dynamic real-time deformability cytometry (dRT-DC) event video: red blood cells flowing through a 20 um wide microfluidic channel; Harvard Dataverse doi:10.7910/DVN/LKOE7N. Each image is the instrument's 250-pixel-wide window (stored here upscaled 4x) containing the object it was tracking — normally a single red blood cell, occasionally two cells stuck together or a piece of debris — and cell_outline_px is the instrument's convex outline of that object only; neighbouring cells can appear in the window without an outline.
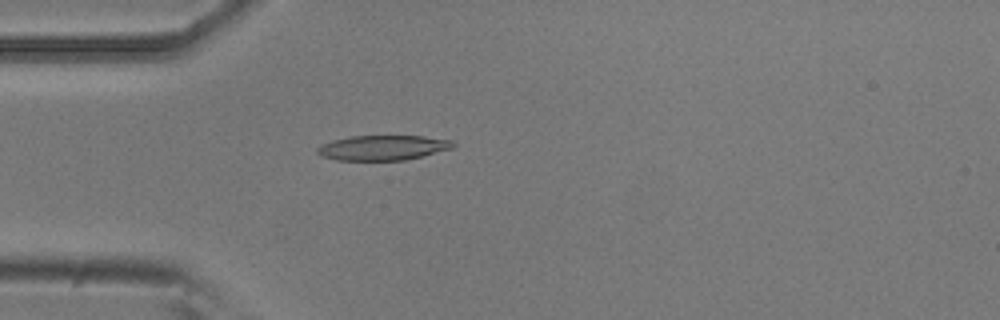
{"species": "common noctule bat (a hibernating species)", "species_latin": "Nyctalus noctula", "temperature_condition": "room temperature", "stored_images_in_passage": 45, "camera_frame_rate_fps": 3000, "um_per_image_px": 0.085, "animal": {"sex": "male", "body_mass_g": 20.5, "forearm_length_mm": 52.5}, "frame": {"image": 1, "passage_image": 6, "time_ms": 1.667, "image_size_px": [1000, 320], "cell_outline_px": [[456, 144], [452, 148], [404, 160], [336, 160], [320, 156], [316, 152], [316, 148], [320, 144], [332, 140], [352, 136], [424, 136], [452, 140]], "centroid_in_image_um": [32.48, 12.55], "position_along_channel_um": 52.5, "area_um2": 19.71}}
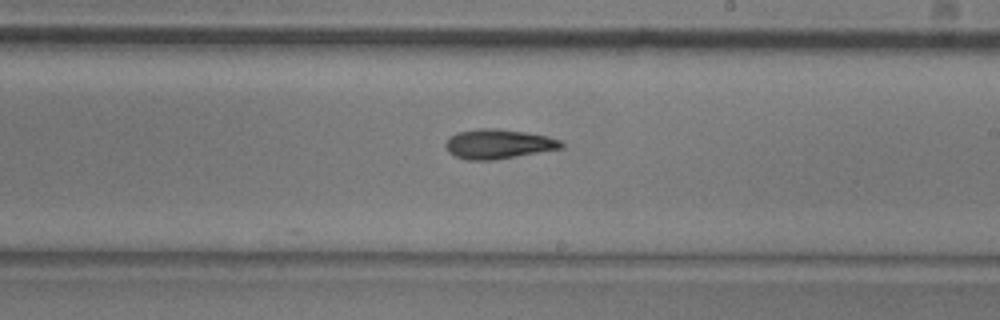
{"frame": {"image": 2, "passage_image": 22, "time_ms": 7.0, "image_size_px": [1000, 320], "cell_outline_px": [[564, 148], [496, 160], [468, 160], [456, 156], [448, 152], [444, 144], [448, 136], [456, 132], [480, 128], [496, 128], [524, 132], [548, 136], [560, 140], [564, 144]], "centroid_in_image_um": [42.34, 12.24], "position_along_channel_um": 246.7, "area_um2": 20.17}}
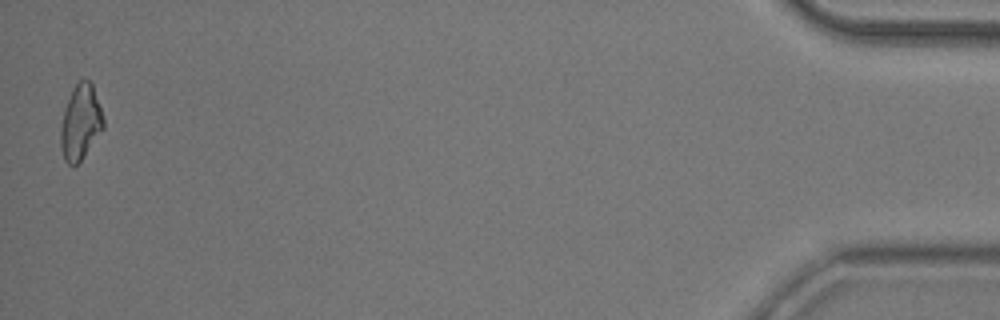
{"frame": {"image": 3, "passage_image": 44, "time_ms": 14.333, "image_size_px": [1000, 320], "cell_outline_px": [[104, 128], [80, 160], [76, 164], [68, 164], [64, 160], [60, 148], [60, 128], [64, 112], [72, 88], [80, 80], [88, 80], [92, 84], [104, 116]], "centroid_in_image_um": [6.84, 10.39], "position_along_channel_um": 428.4, "area_um2": 18.5}, "authors_computed_cell_mechanics": {"area_um2": 19.2474, "velocity_mm_per_s": 3.7615, "shape_relaxation_time_tau1_ms": 5.1346, "shape_relaxation_time_tau2_ms": null, "deformation_change_tau1": 0.1535, "deformation_change_tau2": null}}